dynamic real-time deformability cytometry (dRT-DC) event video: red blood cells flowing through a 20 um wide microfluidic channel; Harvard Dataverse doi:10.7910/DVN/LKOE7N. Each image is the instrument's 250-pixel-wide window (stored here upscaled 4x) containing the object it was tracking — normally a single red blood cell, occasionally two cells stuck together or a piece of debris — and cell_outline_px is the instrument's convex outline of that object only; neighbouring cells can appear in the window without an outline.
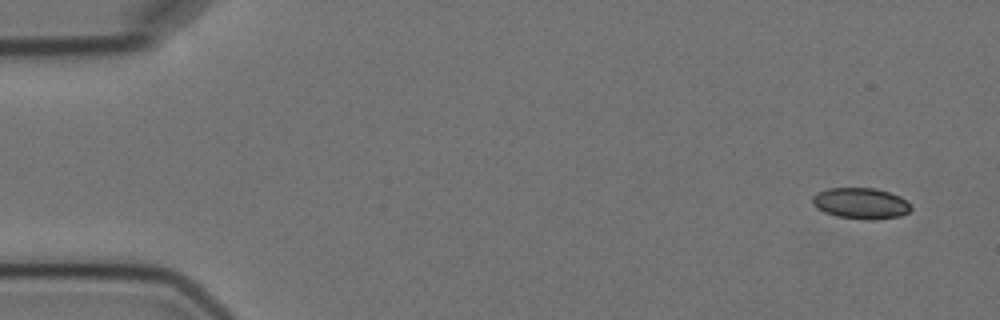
{"species": "Egyptian fruit bat (a non-hibernating species)", "species_latin": "Rousettus aegyptiacus", "temperature_condition": "cold", "stored_images_in_passage": 5, "camera_frame_rate_fps": 3000, "um_per_image_px": 0.085, "animal": {"sex": "female"}, "frame": {"image": 1, "passage_image": 1, "time_ms": 0.0, "image_size_px": [1000, 320], "cell_outline_px": [[912, 208], [908, 212], [900, 216], [836, 216], [824, 212], [816, 208], [812, 204], [812, 196], [816, 192], [828, 188], [876, 188], [900, 196], [912, 204]], "centroid_in_image_um": [73.12, 17.21], "position_along_channel_um": 11.9, "area_um2": 17.05}}
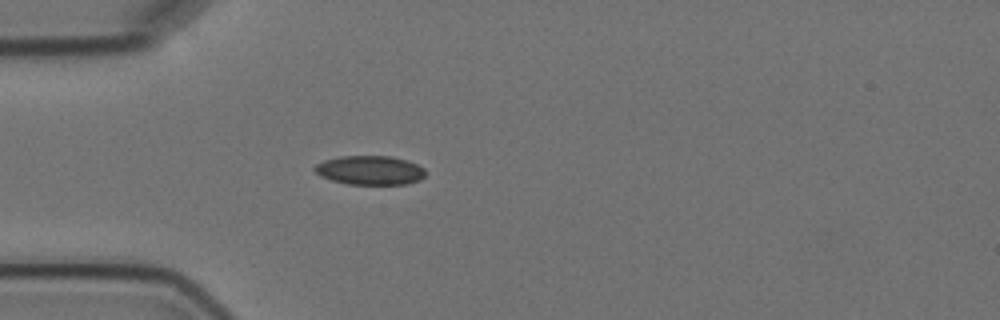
{"frame": {"image": 2, "passage_image": 5, "time_ms": 4.333, "image_size_px": [1000, 320], "cell_outline_px": [[424, 176], [420, 180], [408, 184], [348, 184], [332, 180], [320, 176], [312, 168], [316, 164], [324, 160], [340, 156], [392, 156], [416, 164], [424, 168]], "centroid_in_image_um": [31.42, 14.47], "position_along_channel_um": 53.6, "area_um2": 18.73}}